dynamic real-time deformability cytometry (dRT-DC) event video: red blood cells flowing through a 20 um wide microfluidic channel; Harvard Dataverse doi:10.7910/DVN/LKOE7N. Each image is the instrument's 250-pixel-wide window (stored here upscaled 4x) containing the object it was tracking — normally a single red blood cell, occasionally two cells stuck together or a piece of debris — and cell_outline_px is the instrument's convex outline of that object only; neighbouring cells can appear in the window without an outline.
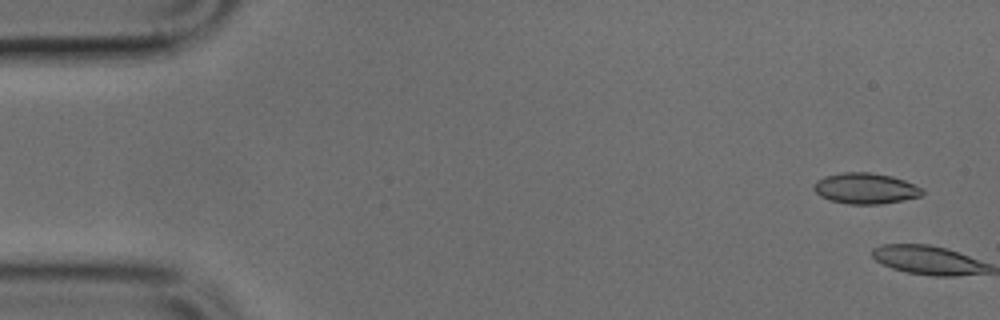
{"species": "common noctule bat (a hibernating species)", "species_latin": "Nyctalus noctula", "temperature_condition": "cold", "stored_images_in_passage": 6, "camera_frame_rate_fps": 3000, "um_per_image_px": 0.085, "animal": {"sex": "male", "body_mass_g": 17.9, "forearm_length_mm": 54.2}, "frame": {"image": 1, "passage_image": 1, "time_ms": 0.0, "image_size_px": [1000, 320], "cell_outline_px": [[924, 192], [920, 196], [904, 200], [880, 204], [848, 204], [828, 200], [820, 196], [812, 188], [816, 180], [824, 176], [844, 172], [868, 172], [892, 176], [904, 180], [924, 188]], "centroid_in_image_um": [73.56, 16.02], "position_along_channel_um": 11.4, "area_um2": 19.65}}